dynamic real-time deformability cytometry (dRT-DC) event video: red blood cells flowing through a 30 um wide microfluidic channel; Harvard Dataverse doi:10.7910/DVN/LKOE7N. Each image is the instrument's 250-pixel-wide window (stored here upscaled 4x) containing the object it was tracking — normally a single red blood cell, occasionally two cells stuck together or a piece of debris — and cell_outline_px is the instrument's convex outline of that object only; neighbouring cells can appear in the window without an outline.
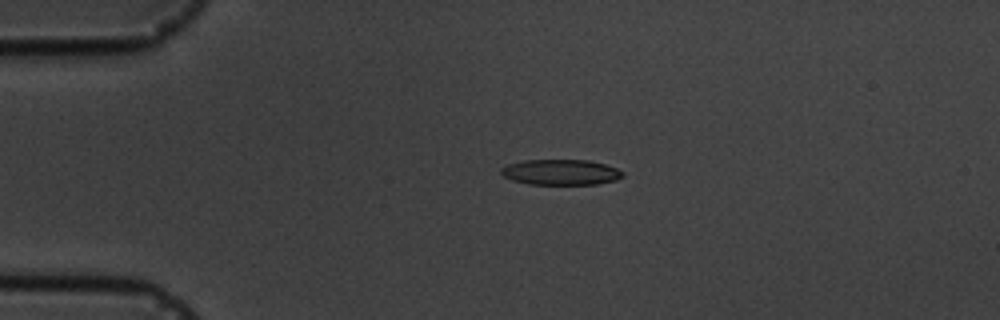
{"species": "common noctule bat (a hibernating species)", "species_latin": "Nyctalus noctula", "temperature_condition": "cold", "stored_images_in_passage": 5, "camera_frame_rate_fps": 3000, "um_per_image_px": 0.085, "animal": {"sex": "male", "body_mass_g": 19.5, "forearm_length_mm": 54.6}, "frame": {"image": 1, "passage_image": 4, "time_ms": 3.333, "image_size_px": [1000, 320], "cell_outline_px": [[624, 176], [616, 180], [596, 184], [528, 184], [512, 180], [504, 176], [500, 172], [500, 168], [508, 164], [524, 160], [588, 160], [604, 164], [616, 168], [624, 172]], "centroid_in_image_um": [47.66, 14.63], "position_along_channel_um": 37.3, "area_um2": 18.09}}